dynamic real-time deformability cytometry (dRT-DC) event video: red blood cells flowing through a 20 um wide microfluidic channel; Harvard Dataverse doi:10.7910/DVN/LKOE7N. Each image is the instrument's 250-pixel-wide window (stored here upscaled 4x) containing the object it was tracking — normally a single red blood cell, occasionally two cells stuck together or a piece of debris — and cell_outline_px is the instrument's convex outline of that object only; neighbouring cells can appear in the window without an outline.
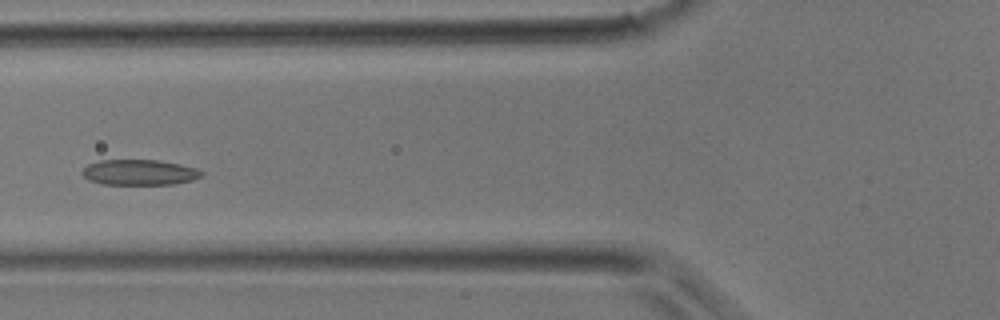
{"species": "common noctule bat (a hibernating species)", "species_latin": "Nyctalus noctula", "temperature_condition": "room temperature", "stored_images_in_passage": 37, "camera_frame_rate_fps": 3000, "um_per_image_px": 0.085, "animal": {"sex": "male", "body_mass_g": 17.9}, "frame": {"image": 1, "passage_image": 12, "time_ms": 3.667, "image_size_px": [1000, 320], "cell_outline_px": [[204, 176], [192, 180], [172, 184], [104, 184], [88, 180], [80, 172], [88, 164], [100, 160], [160, 160], [180, 164], [196, 168], [204, 172]], "centroid_in_image_um": [11.86, 14.64], "position_along_channel_um": 113.9, "area_um2": 17.8}}
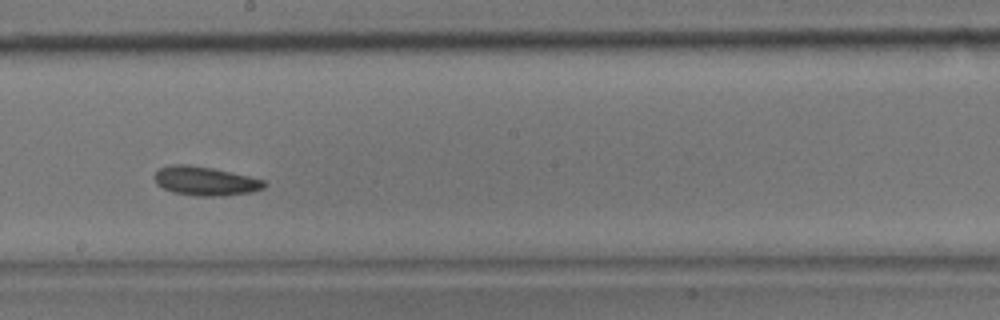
{"frame": {"image": 2, "passage_image": 19, "time_ms": 6.0, "image_size_px": [1000, 320], "cell_outline_px": [[268, 184], [264, 188], [252, 192], [224, 196], [196, 196], [172, 192], [156, 184], [156, 172], [160, 168], [176, 164], [188, 164], [212, 168], [248, 176], [264, 180]], "centroid_in_image_um": [17.48, 15.4], "position_along_channel_um": 230.7, "area_um2": 18.44}}
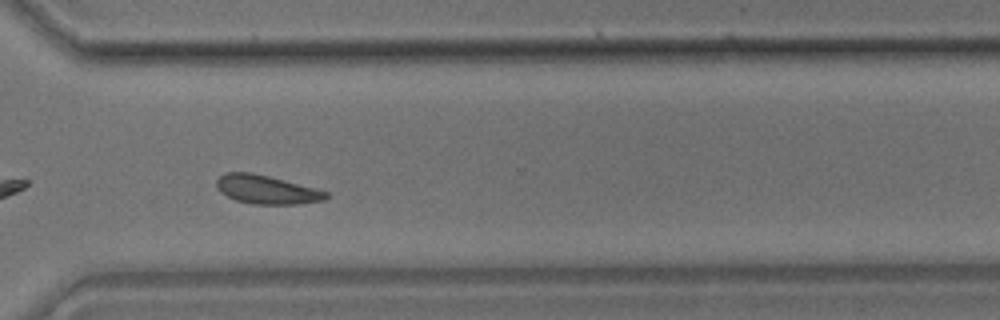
{"frame": {"image": 3, "passage_image": 26, "time_ms": 8.333, "image_size_px": [1000, 320], "cell_outline_px": [[328, 196], [324, 200], [296, 204], [252, 204], [236, 200], [220, 192], [216, 188], [216, 180], [224, 172], [252, 172], [316, 188], [328, 192]], "centroid_in_image_um": [22.63, 16.11], "position_along_channel_um": 348.0, "area_um2": 18.26}}